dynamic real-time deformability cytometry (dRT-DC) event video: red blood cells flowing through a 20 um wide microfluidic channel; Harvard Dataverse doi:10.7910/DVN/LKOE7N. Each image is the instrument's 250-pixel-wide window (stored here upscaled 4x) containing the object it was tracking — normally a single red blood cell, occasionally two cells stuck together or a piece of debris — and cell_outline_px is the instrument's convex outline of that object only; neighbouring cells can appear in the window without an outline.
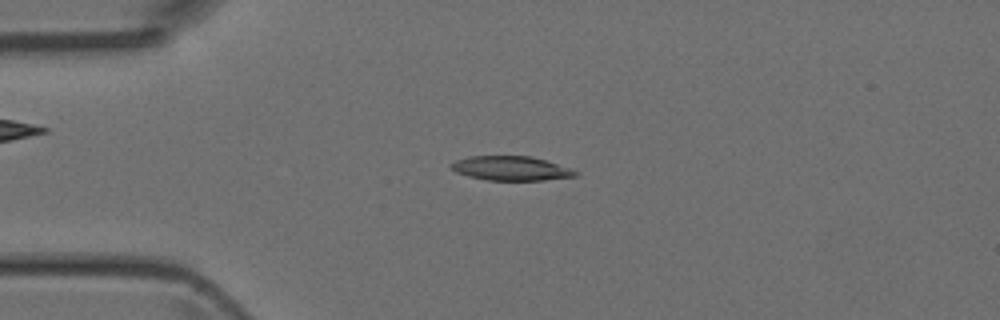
{"species": "Egyptian fruit bat (a non-hibernating species)", "species_latin": "Rousettus aegyptiacus", "temperature_condition": "room temperature", "stored_images_in_passage": 48, "camera_frame_rate_fps": 3000, "um_per_image_px": 0.085, "animal": {"sex": "female"}, "frame": {"image": 1, "passage_image": 11, "time_ms": 3.333, "image_size_px": [1000, 320], "cell_outline_px": [[580, 172], [576, 176], [544, 180], [488, 180], [468, 176], [456, 172], [448, 164], [456, 160], [468, 156], [532, 156]], "centroid_in_image_um": [43.4, 14.31], "position_along_channel_um": 41.6, "area_um2": 17.46}}
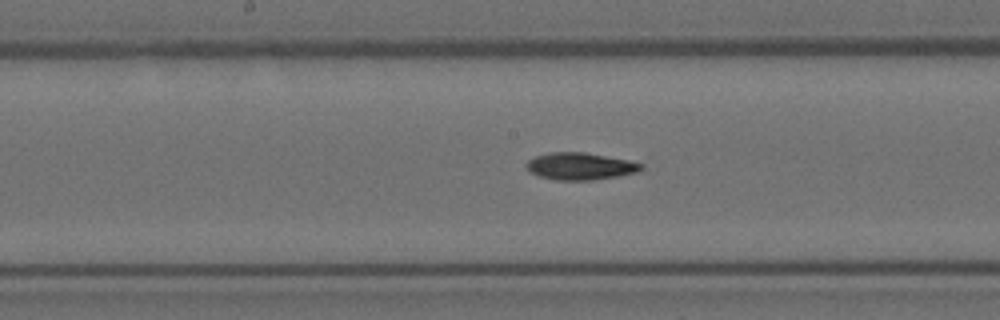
{"frame": {"image": 2, "passage_image": 24, "time_ms": 7.667, "image_size_px": [1000, 320], "cell_outline_px": [[644, 168], [636, 172], [616, 176], [592, 180], [556, 180], [540, 176], [528, 172], [524, 164], [528, 160], [536, 156], [552, 152], [584, 152], [628, 160], [644, 164]], "centroid_in_image_um": [49.28, 14.13], "position_along_channel_um": 198.9, "area_um2": 18.09}}
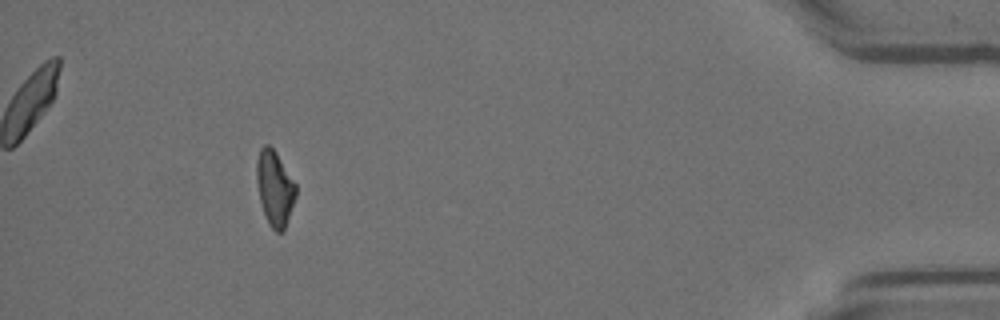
{"frame": {"image": 3, "passage_image": 44, "time_ms": 14.333, "image_size_px": [1000, 320], "cell_outline_px": [[296, 196], [284, 232], [276, 232], [268, 224], [260, 200], [256, 180], [256, 160], [260, 148], [264, 144], [268, 144], [276, 152], [296, 184]], "centroid_in_image_um": [23.35, 16.0], "position_along_channel_um": 411.9, "area_um2": 17.22}}